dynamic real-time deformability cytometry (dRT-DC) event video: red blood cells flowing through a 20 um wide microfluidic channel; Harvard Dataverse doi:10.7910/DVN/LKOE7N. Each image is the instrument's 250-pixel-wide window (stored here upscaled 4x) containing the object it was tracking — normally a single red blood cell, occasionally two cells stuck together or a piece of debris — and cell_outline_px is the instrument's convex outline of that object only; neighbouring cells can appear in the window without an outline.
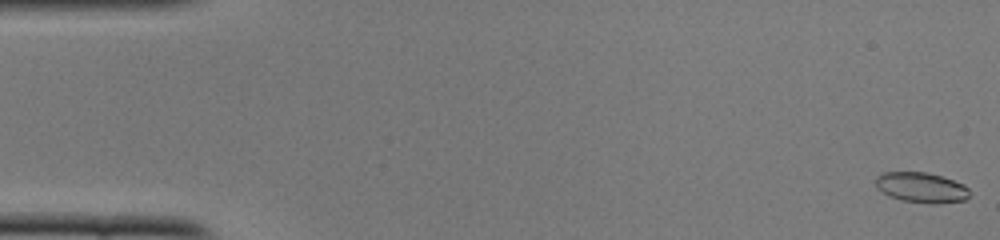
{"species": "common noctule bat (a hibernating species)", "species_latin": "Nyctalus noctula", "temperature_condition": "cold", "stored_images_in_passage": 51, "camera_frame_rate_fps": 3000, "um_per_image_px": 0.085, "animal": {"sex": "female", "body_mass_g": 22.0, "forearm_length_mm": 56.7}, "frame": {"image": 1, "passage_image": 1, "time_ms": 0.0, "image_size_px": [1000, 240], "cell_outline_px": [[968, 196], [964, 200], [936, 204], [900, 200], [876, 188], [876, 176], [884, 172], [924, 172], [940, 176], [964, 184], [968, 188]], "centroid_in_image_um": [78.3, 15.93], "position_along_channel_um": 6.7, "area_um2": 16.3}}
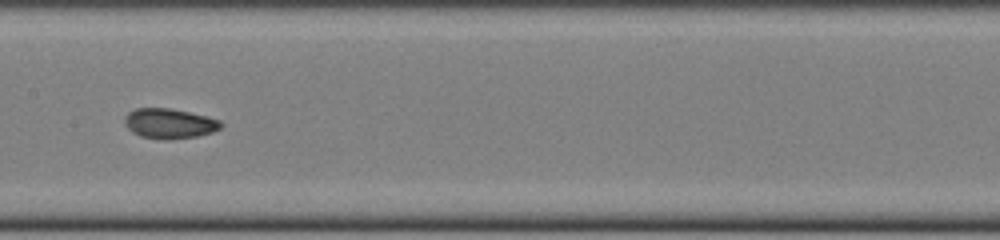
{"frame": {"image": 2, "passage_image": 26, "time_ms": 8.333, "image_size_px": [1000, 240], "cell_outline_px": [[224, 124], [220, 128], [212, 132], [196, 136], [168, 140], [164, 140], [140, 136], [132, 132], [124, 124], [124, 116], [128, 112], [136, 108], [168, 108], [188, 112], [220, 120]], "centroid_in_image_um": [14.36, 10.5], "position_along_channel_um": 193.0, "area_um2": 16.82}}
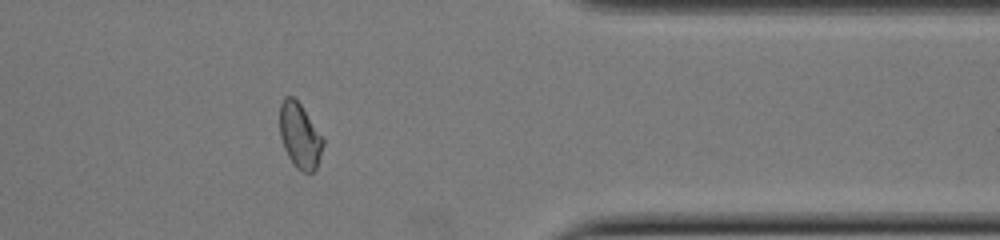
{"frame": {"image": 3, "passage_image": 42, "time_ms": 13.667, "image_size_px": [1000, 240], "cell_outline_px": [[324, 144], [316, 168], [312, 172], [300, 172], [296, 168], [288, 156], [284, 148], [280, 136], [280, 104], [284, 96], [292, 96], [300, 104], [324, 140]], "centroid_in_image_um": [25.47, 11.55], "position_along_channel_um": 385.9, "area_um2": 16.24}, "authors_computed_cell_mechanics": {"area_um2": 16.473, "velocity_mm_per_s": 3.9228, "shape_relaxation_time_tau1_ms": 4.7836, "shape_relaxation_time_tau2_ms": 1.3247, "deformation_change_tau1": 0.1438, "deformation_change_tau2": 0.0598}}